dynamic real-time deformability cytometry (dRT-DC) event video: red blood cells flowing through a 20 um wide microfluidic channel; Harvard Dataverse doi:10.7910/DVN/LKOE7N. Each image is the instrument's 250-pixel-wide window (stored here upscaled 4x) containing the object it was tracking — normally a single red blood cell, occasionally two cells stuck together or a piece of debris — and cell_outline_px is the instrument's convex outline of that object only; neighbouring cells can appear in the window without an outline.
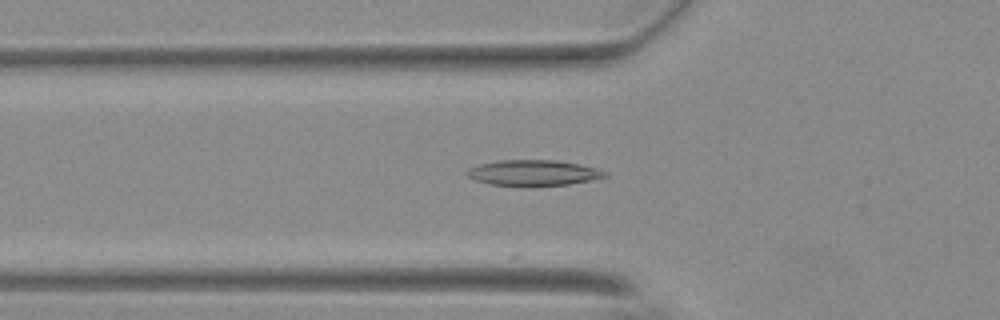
{"species": "Egyptian fruit bat (a non-hibernating species)", "species_latin": "Rousettus aegyptiacus", "temperature_condition": "warm", "stored_images_in_passage": 28, "camera_frame_rate_fps": 3000, "um_per_image_px": 0.085, "animal": {"sex": "female"}, "frame": {"image": 1, "passage_image": 20, "time_ms": 6.333, "image_size_px": [1000, 320], "cell_outline_px": [[608, 176], [592, 180], [568, 184], [488, 184], [476, 180], [468, 176], [464, 172], [468, 168], [480, 164], [496, 160], [556, 160], [580, 164], [596, 168], [608, 172]], "centroid_in_image_um": [45.34, 14.65], "position_along_channel_um": 80.5, "area_um2": 20.17}}
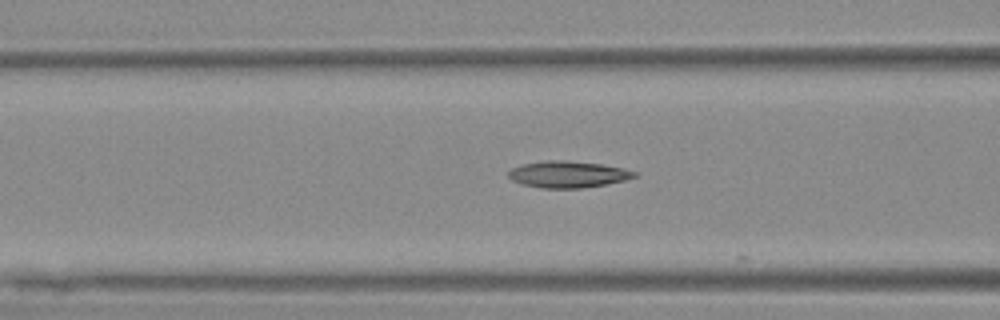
{"frame": {"image": 2, "passage_image": 23, "time_ms": 7.333, "image_size_px": [1000, 320], "cell_outline_px": [[636, 176], [624, 180], [604, 184], [580, 188], [540, 188], [520, 184], [512, 180], [508, 176], [508, 172], [512, 168], [520, 164], [544, 160], [568, 160], [600, 164], [624, 168], [636, 172]], "centroid_in_image_um": [48.21, 14.81], "position_along_channel_um": 118.4, "area_um2": 19.54}}
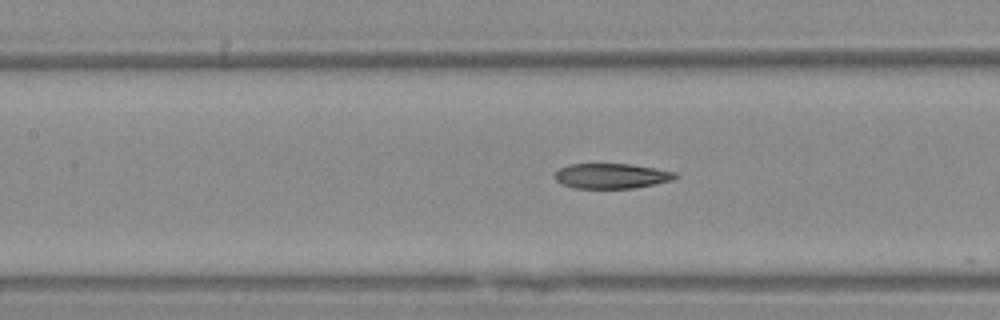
{"frame": {"image": 3, "passage_image": 26, "time_ms": 8.333, "image_size_px": [1000, 320], "cell_outline_px": [[676, 176], [672, 180], [632, 188], [572, 188], [560, 184], [552, 176], [560, 168], [568, 164], [632, 164], [656, 168], [676, 172]], "centroid_in_image_um": [51.91, 14.95], "position_along_channel_um": 155.5, "area_um2": 17.63}}